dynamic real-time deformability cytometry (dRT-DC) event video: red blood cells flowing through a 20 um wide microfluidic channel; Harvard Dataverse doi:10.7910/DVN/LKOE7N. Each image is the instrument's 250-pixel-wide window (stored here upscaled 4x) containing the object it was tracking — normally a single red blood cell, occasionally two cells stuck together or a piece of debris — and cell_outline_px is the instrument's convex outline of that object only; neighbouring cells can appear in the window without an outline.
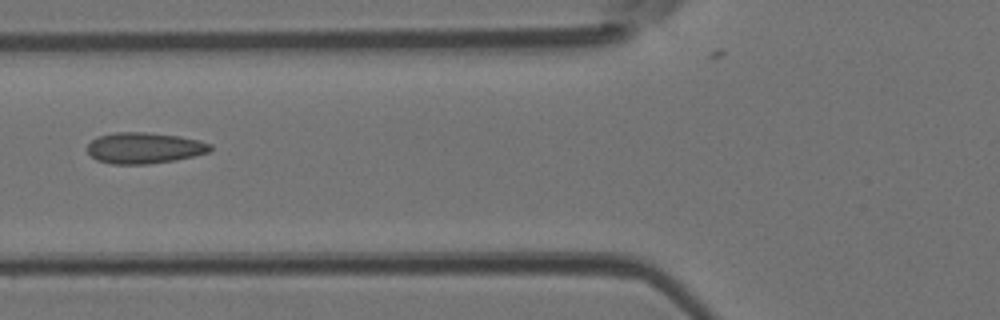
{"species": "Egyptian fruit bat (a non-hibernating species)", "species_latin": "Rousettus aegyptiacus", "temperature_condition": "room temperature", "stored_images_in_passage": 3, "camera_frame_rate_fps": 3000, "um_per_image_px": 0.085, "animal": {"sex": "female"}, "frame": {"image": 1, "passage_image": 3, "time_ms": 0.667, "image_size_px": [1000, 320], "cell_outline_px": [[212, 148], [208, 152], [176, 160], [148, 164], [112, 164], [96, 160], [88, 152], [88, 144], [92, 140], [100, 136], [116, 132], [144, 132], [180, 136], [200, 140], [212, 144]], "centroid_in_image_um": [12.28, 12.58], "position_along_channel_um": 113.5, "area_um2": 22.2}}